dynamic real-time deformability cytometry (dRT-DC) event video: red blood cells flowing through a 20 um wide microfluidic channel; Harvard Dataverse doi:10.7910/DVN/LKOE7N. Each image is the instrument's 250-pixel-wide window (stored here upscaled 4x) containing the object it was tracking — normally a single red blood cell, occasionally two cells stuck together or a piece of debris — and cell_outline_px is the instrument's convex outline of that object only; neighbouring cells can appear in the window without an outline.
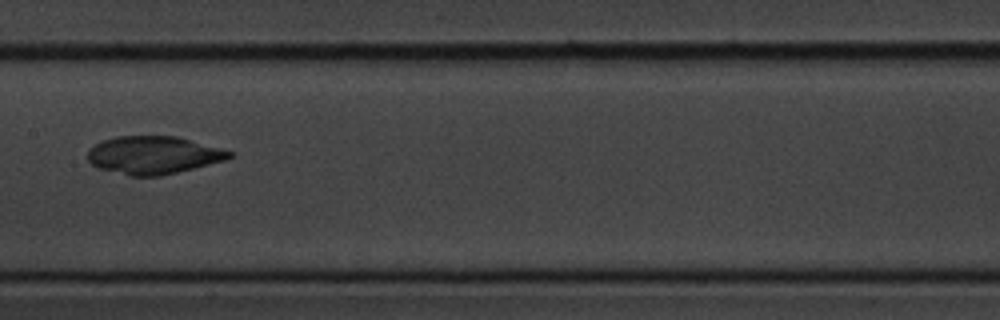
{"species": "common noctule bat (a hibernating species)", "species_latin": "Nyctalus noctula", "temperature_condition": "cold", "stored_images_in_passage": 7, "camera_frame_rate_fps": 3000, "um_per_image_px": 0.085, "animal": {"sex": "male", "body_mass_g": 20.1, "forearm_length_mm": 53.5}, "frame": {"image": 1, "passage_image": 7, "time_ms": 7.0, "image_size_px": [1000, 320], "cell_outline_px": [[236, 156], [228, 160], [160, 176], [132, 176], [96, 168], [88, 160], [88, 148], [104, 140], [116, 136], [176, 136], [232, 152]], "centroid_in_image_um": [13.03, 13.19], "position_along_channel_um": 194.4, "area_um2": 31.21}}